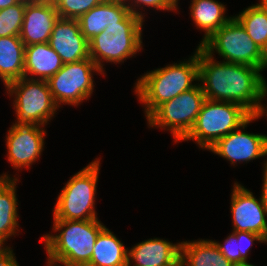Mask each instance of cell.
Listing matches in <instances>:
<instances>
[{"label": "cell", "instance_id": "6da1fadb", "mask_svg": "<svg viewBox=\"0 0 267 266\" xmlns=\"http://www.w3.org/2000/svg\"><path fill=\"white\" fill-rule=\"evenodd\" d=\"M198 78L207 100L233 102L254 115L267 96L266 79L257 67L217 62L198 46Z\"/></svg>", "mask_w": 267, "mask_h": 266}, {"label": "cell", "instance_id": "7a4b0ae2", "mask_svg": "<svg viewBox=\"0 0 267 266\" xmlns=\"http://www.w3.org/2000/svg\"><path fill=\"white\" fill-rule=\"evenodd\" d=\"M53 225L54 231L60 233L45 234L40 240L45 245L48 265L62 263L63 266H87L96 239L105 226L98 219L54 220Z\"/></svg>", "mask_w": 267, "mask_h": 266}, {"label": "cell", "instance_id": "3957f363", "mask_svg": "<svg viewBox=\"0 0 267 266\" xmlns=\"http://www.w3.org/2000/svg\"><path fill=\"white\" fill-rule=\"evenodd\" d=\"M198 48L188 61L167 65L147 72L137 80L135 93L145 105L148 117L159 105L190 90L198 81Z\"/></svg>", "mask_w": 267, "mask_h": 266}, {"label": "cell", "instance_id": "277c9868", "mask_svg": "<svg viewBox=\"0 0 267 266\" xmlns=\"http://www.w3.org/2000/svg\"><path fill=\"white\" fill-rule=\"evenodd\" d=\"M143 22L144 20L129 12L120 22L112 23L88 41L89 56L102 73L103 61L124 62L141 50Z\"/></svg>", "mask_w": 267, "mask_h": 266}, {"label": "cell", "instance_id": "5b68a950", "mask_svg": "<svg viewBox=\"0 0 267 266\" xmlns=\"http://www.w3.org/2000/svg\"><path fill=\"white\" fill-rule=\"evenodd\" d=\"M251 116L247 109L237 103L206 99L193 128L183 141L194 140L200 148L209 150Z\"/></svg>", "mask_w": 267, "mask_h": 266}, {"label": "cell", "instance_id": "8992f818", "mask_svg": "<svg viewBox=\"0 0 267 266\" xmlns=\"http://www.w3.org/2000/svg\"><path fill=\"white\" fill-rule=\"evenodd\" d=\"M99 167L96 159L70 178L58 196L54 220L98 219L94 206Z\"/></svg>", "mask_w": 267, "mask_h": 266}, {"label": "cell", "instance_id": "52a82bcc", "mask_svg": "<svg viewBox=\"0 0 267 266\" xmlns=\"http://www.w3.org/2000/svg\"><path fill=\"white\" fill-rule=\"evenodd\" d=\"M8 94H15V125H43L54 117L59 106L54 101L48 82L22 77L5 86Z\"/></svg>", "mask_w": 267, "mask_h": 266}, {"label": "cell", "instance_id": "ba28073f", "mask_svg": "<svg viewBox=\"0 0 267 266\" xmlns=\"http://www.w3.org/2000/svg\"><path fill=\"white\" fill-rule=\"evenodd\" d=\"M200 47L209 55L216 50L223 62L265 68L263 50L234 16Z\"/></svg>", "mask_w": 267, "mask_h": 266}, {"label": "cell", "instance_id": "9c48e42d", "mask_svg": "<svg viewBox=\"0 0 267 266\" xmlns=\"http://www.w3.org/2000/svg\"><path fill=\"white\" fill-rule=\"evenodd\" d=\"M206 100L200 84L159 105L148 117L150 127L171 131L175 142L183 140L193 128Z\"/></svg>", "mask_w": 267, "mask_h": 266}, {"label": "cell", "instance_id": "30bf717a", "mask_svg": "<svg viewBox=\"0 0 267 266\" xmlns=\"http://www.w3.org/2000/svg\"><path fill=\"white\" fill-rule=\"evenodd\" d=\"M94 71L104 75L91 58L65 63L47 81L56 104L58 106L61 103L76 106L83 100L89 99L94 89L92 78Z\"/></svg>", "mask_w": 267, "mask_h": 266}, {"label": "cell", "instance_id": "8fae6325", "mask_svg": "<svg viewBox=\"0 0 267 266\" xmlns=\"http://www.w3.org/2000/svg\"><path fill=\"white\" fill-rule=\"evenodd\" d=\"M255 119L256 117L252 115L241 127L219 139L209 150L230 161L233 165L236 162H248L265 157L267 155L266 136L240 130L245 129Z\"/></svg>", "mask_w": 267, "mask_h": 266}, {"label": "cell", "instance_id": "7c38bea8", "mask_svg": "<svg viewBox=\"0 0 267 266\" xmlns=\"http://www.w3.org/2000/svg\"><path fill=\"white\" fill-rule=\"evenodd\" d=\"M230 211L233 231L253 232L267 241V209L261 199H256L250 190L235 183L231 195Z\"/></svg>", "mask_w": 267, "mask_h": 266}, {"label": "cell", "instance_id": "4fadbf2b", "mask_svg": "<svg viewBox=\"0 0 267 266\" xmlns=\"http://www.w3.org/2000/svg\"><path fill=\"white\" fill-rule=\"evenodd\" d=\"M46 131L41 125H15L8 130L6 145L8 161L13 168L29 167L41 155Z\"/></svg>", "mask_w": 267, "mask_h": 266}, {"label": "cell", "instance_id": "5bb4252c", "mask_svg": "<svg viewBox=\"0 0 267 266\" xmlns=\"http://www.w3.org/2000/svg\"><path fill=\"white\" fill-rule=\"evenodd\" d=\"M48 43L64 64L90 58L89 42L81 33L78 19L58 18Z\"/></svg>", "mask_w": 267, "mask_h": 266}, {"label": "cell", "instance_id": "9a60e30c", "mask_svg": "<svg viewBox=\"0 0 267 266\" xmlns=\"http://www.w3.org/2000/svg\"><path fill=\"white\" fill-rule=\"evenodd\" d=\"M58 18L50 0L26 3L20 33L24 45L47 43Z\"/></svg>", "mask_w": 267, "mask_h": 266}, {"label": "cell", "instance_id": "2e32d148", "mask_svg": "<svg viewBox=\"0 0 267 266\" xmlns=\"http://www.w3.org/2000/svg\"><path fill=\"white\" fill-rule=\"evenodd\" d=\"M181 257V243L173 244L154 238L137 243L128 250V265L131 266H167L176 263Z\"/></svg>", "mask_w": 267, "mask_h": 266}, {"label": "cell", "instance_id": "e0dca14e", "mask_svg": "<svg viewBox=\"0 0 267 266\" xmlns=\"http://www.w3.org/2000/svg\"><path fill=\"white\" fill-rule=\"evenodd\" d=\"M129 12L120 0H103L78 19L81 33L89 41L107 26L120 22Z\"/></svg>", "mask_w": 267, "mask_h": 266}, {"label": "cell", "instance_id": "ac0fdd59", "mask_svg": "<svg viewBox=\"0 0 267 266\" xmlns=\"http://www.w3.org/2000/svg\"><path fill=\"white\" fill-rule=\"evenodd\" d=\"M64 63L61 57L52 49L49 43H38L25 46L24 77L28 74L38 75V80L48 81L55 75Z\"/></svg>", "mask_w": 267, "mask_h": 266}, {"label": "cell", "instance_id": "d6986e66", "mask_svg": "<svg viewBox=\"0 0 267 266\" xmlns=\"http://www.w3.org/2000/svg\"><path fill=\"white\" fill-rule=\"evenodd\" d=\"M16 181L7 174L0 176V251H12L4 242L18 230ZM17 230V231H16Z\"/></svg>", "mask_w": 267, "mask_h": 266}, {"label": "cell", "instance_id": "ffe728a7", "mask_svg": "<svg viewBox=\"0 0 267 266\" xmlns=\"http://www.w3.org/2000/svg\"><path fill=\"white\" fill-rule=\"evenodd\" d=\"M25 45L20 36L0 37V78L4 85L24 77Z\"/></svg>", "mask_w": 267, "mask_h": 266}, {"label": "cell", "instance_id": "44dd1931", "mask_svg": "<svg viewBox=\"0 0 267 266\" xmlns=\"http://www.w3.org/2000/svg\"><path fill=\"white\" fill-rule=\"evenodd\" d=\"M190 12L197 28L205 32L201 46L232 17L225 16V5L216 0H192Z\"/></svg>", "mask_w": 267, "mask_h": 266}, {"label": "cell", "instance_id": "7402d4cb", "mask_svg": "<svg viewBox=\"0 0 267 266\" xmlns=\"http://www.w3.org/2000/svg\"><path fill=\"white\" fill-rule=\"evenodd\" d=\"M128 250L108 229L98 235L90 263L87 266H127Z\"/></svg>", "mask_w": 267, "mask_h": 266}, {"label": "cell", "instance_id": "603a6c76", "mask_svg": "<svg viewBox=\"0 0 267 266\" xmlns=\"http://www.w3.org/2000/svg\"><path fill=\"white\" fill-rule=\"evenodd\" d=\"M183 266H232L212 240L181 242Z\"/></svg>", "mask_w": 267, "mask_h": 266}, {"label": "cell", "instance_id": "cb8c5ba5", "mask_svg": "<svg viewBox=\"0 0 267 266\" xmlns=\"http://www.w3.org/2000/svg\"><path fill=\"white\" fill-rule=\"evenodd\" d=\"M246 30L251 39L263 50L267 45V4L252 5L234 16Z\"/></svg>", "mask_w": 267, "mask_h": 266}, {"label": "cell", "instance_id": "d4e9b609", "mask_svg": "<svg viewBox=\"0 0 267 266\" xmlns=\"http://www.w3.org/2000/svg\"><path fill=\"white\" fill-rule=\"evenodd\" d=\"M267 241L253 232L233 231L224 243L215 242L223 256L232 263L248 261V252L254 241Z\"/></svg>", "mask_w": 267, "mask_h": 266}, {"label": "cell", "instance_id": "484cf974", "mask_svg": "<svg viewBox=\"0 0 267 266\" xmlns=\"http://www.w3.org/2000/svg\"><path fill=\"white\" fill-rule=\"evenodd\" d=\"M26 3L20 1L0 10V37L20 36Z\"/></svg>", "mask_w": 267, "mask_h": 266}, {"label": "cell", "instance_id": "4316f807", "mask_svg": "<svg viewBox=\"0 0 267 266\" xmlns=\"http://www.w3.org/2000/svg\"><path fill=\"white\" fill-rule=\"evenodd\" d=\"M59 18L79 19L103 0H50Z\"/></svg>", "mask_w": 267, "mask_h": 266}, {"label": "cell", "instance_id": "83f0119b", "mask_svg": "<svg viewBox=\"0 0 267 266\" xmlns=\"http://www.w3.org/2000/svg\"><path fill=\"white\" fill-rule=\"evenodd\" d=\"M120 1L129 9L130 13L137 15L142 20L144 19V17L140 13V11L137 10L136 8V7H140L142 4L143 6L145 5L146 7L148 6V7L156 8L157 10H167V11L168 10L175 11L178 7V4L174 0H131L132 2L130 0H120ZM128 1L131 2V4ZM133 2L135 5L133 4Z\"/></svg>", "mask_w": 267, "mask_h": 266}, {"label": "cell", "instance_id": "f1b7e54d", "mask_svg": "<svg viewBox=\"0 0 267 266\" xmlns=\"http://www.w3.org/2000/svg\"><path fill=\"white\" fill-rule=\"evenodd\" d=\"M0 266H19L12 251H0Z\"/></svg>", "mask_w": 267, "mask_h": 266}, {"label": "cell", "instance_id": "f546056e", "mask_svg": "<svg viewBox=\"0 0 267 266\" xmlns=\"http://www.w3.org/2000/svg\"><path fill=\"white\" fill-rule=\"evenodd\" d=\"M263 186H262V195H261V202L263 203L264 207L267 209V161L264 163V174H263Z\"/></svg>", "mask_w": 267, "mask_h": 266}, {"label": "cell", "instance_id": "4dcf8cb0", "mask_svg": "<svg viewBox=\"0 0 267 266\" xmlns=\"http://www.w3.org/2000/svg\"><path fill=\"white\" fill-rule=\"evenodd\" d=\"M19 2V0H0V10L16 5Z\"/></svg>", "mask_w": 267, "mask_h": 266}, {"label": "cell", "instance_id": "1f68e13d", "mask_svg": "<svg viewBox=\"0 0 267 266\" xmlns=\"http://www.w3.org/2000/svg\"><path fill=\"white\" fill-rule=\"evenodd\" d=\"M266 109H267V107H266ZM266 109L262 104H260L258 109H257V111H256V113L254 114L256 119H258V118H260L262 116H265L264 115L265 113H266V116H267V110ZM265 136H266V141H267V135H265Z\"/></svg>", "mask_w": 267, "mask_h": 266}, {"label": "cell", "instance_id": "d6a6232c", "mask_svg": "<svg viewBox=\"0 0 267 266\" xmlns=\"http://www.w3.org/2000/svg\"><path fill=\"white\" fill-rule=\"evenodd\" d=\"M232 266H255V265L248 263V261H244V262L233 263Z\"/></svg>", "mask_w": 267, "mask_h": 266}, {"label": "cell", "instance_id": "836d02e7", "mask_svg": "<svg viewBox=\"0 0 267 266\" xmlns=\"http://www.w3.org/2000/svg\"><path fill=\"white\" fill-rule=\"evenodd\" d=\"M264 61H265V68H267V45L263 49Z\"/></svg>", "mask_w": 267, "mask_h": 266}, {"label": "cell", "instance_id": "e575fe53", "mask_svg": "<svg viewBox=\"0 0 267 266\" xmlns=\"http://www.w3.org/2000/svg\"><path fill=\"white\" fill-rule=\"evenodd\" d=\"M167 266H183V264H182V260H181V258H180L176 263H174V264H172V265H167Z\"/></svg>", "mask_w": 267, "mask_h": 266}, {"label": "cell", "instance_id": "d590c367", "mask_svg": "<svg viewBox=\"0 0 267 266\" xmlns=\"http://www.w3.org/2000/svg\"><path fill=\"white\" fill-rule=\"evenodd\" d=\"M19 1H24V2L30 3V2H38V1H42V0H19Z\"/></svg>", "mask_w": 267, "mask_h": 266}]
</instances>
